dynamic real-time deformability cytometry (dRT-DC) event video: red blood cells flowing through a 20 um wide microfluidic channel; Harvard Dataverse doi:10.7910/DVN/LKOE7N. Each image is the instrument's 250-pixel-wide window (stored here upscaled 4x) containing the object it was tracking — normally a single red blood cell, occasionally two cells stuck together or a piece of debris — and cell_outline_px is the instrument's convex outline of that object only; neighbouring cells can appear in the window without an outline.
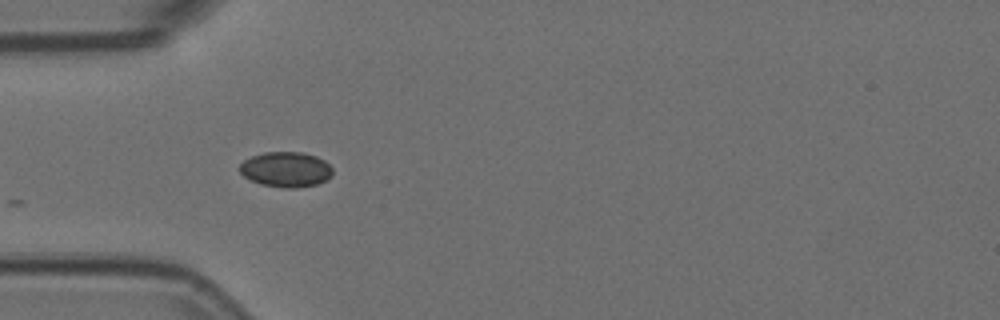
{"species": "Egyptian fruit bat (a non-hibernating species)", "species_latin": "Rousettus aegyptiacus", "temperature_condition": "room temperature", "stored_images_in_passage": 4, "camera_frame_rate_fps": 3000, "um_per_image_px": 0.085, "animal": {"sex": "female"}, "frame": {"image": 1, "passage_image": 1, "time_ms": 0.0, "image_size_px": [1000, 320], "cell_outline_px": [[332, 176], [316, 184], [292, 188], [284, 188], [260, 184], [244, 176], [240, 172], [240, 164], [244, 160], [252, 156], [264, 152], [300, 152], [316, 156], [324, 160], [332, 168]], "centroid_in_image_um": [24.3, 14.39], "position_along_channel_um": 60.7, "area_um2": 18.9}}